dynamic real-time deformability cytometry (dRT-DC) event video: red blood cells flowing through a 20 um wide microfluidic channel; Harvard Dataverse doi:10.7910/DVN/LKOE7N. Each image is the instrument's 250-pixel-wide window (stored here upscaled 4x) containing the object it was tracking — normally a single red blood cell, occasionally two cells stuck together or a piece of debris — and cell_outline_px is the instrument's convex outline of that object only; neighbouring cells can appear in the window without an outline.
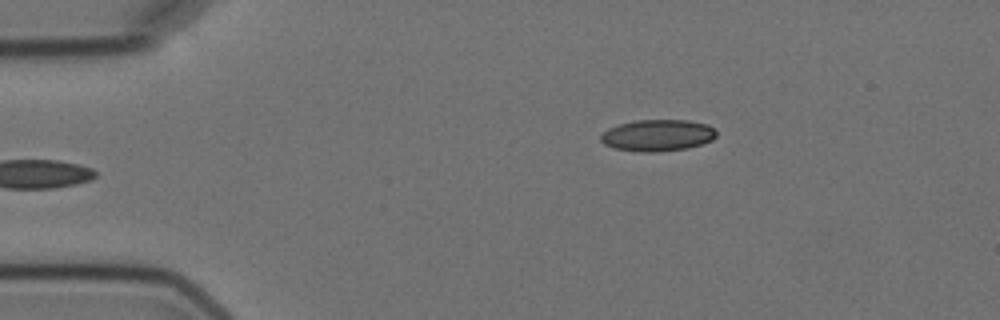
{"species": "Egyptian fruit bat (a non-hibernating species)", "species_latin": "Rousettus aegyptiacus", "temperature_condition": "cold", "stored_images_in_passage": 4, "camera_frame_rate_fps": 3000, "um_per_image_px": 0.085, "animal": {"sex": "female"}, "frame": {"image": 1, "passage_image": 4, "time_ms": 5.0, "image_size_px": [1000, 320], "cell_outline_px": [[716, 136], [712, 140], [688, 148], [656, 152], [640, 152], [616, 148], [604, 144], [600, 140], [600, 136], [608, 128], [620, 124], [636, 120], [688, 120], [708, 124], [716, 128]], "centroid_in_image_um": [55.92, 11.5], "position_along_channel_um": 29.1, "area_um2": 21.33}}